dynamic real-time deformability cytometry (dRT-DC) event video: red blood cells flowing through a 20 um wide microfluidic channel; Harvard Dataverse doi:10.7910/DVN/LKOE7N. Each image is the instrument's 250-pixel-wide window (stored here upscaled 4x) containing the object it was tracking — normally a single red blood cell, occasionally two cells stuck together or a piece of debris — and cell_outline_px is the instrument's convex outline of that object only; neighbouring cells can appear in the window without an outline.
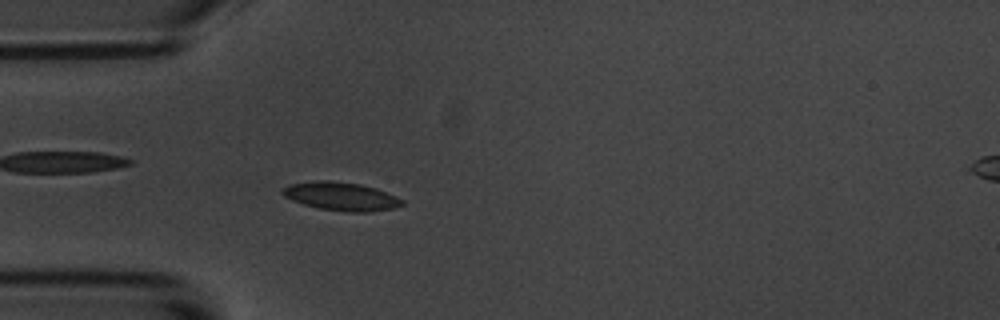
{"species": "common noctule bat (a hibernating species)", "species_latin": "Nyctalus noctula", "temperature_condition": "room temperature", "stored_images_in_passage": 55, "camera_frame_rate_fps": 3000, "um_per_image_px": 0.085, "animal": {"sex": "male", "body_mass_g": 20.1, "forearm_length_mm": 53.5}, "frame": {"image": 1, "passage_image": 15, "time_ms": 4.667, "image_size_px": [1000, 320], "cell_outline_px": [[404, 204], [396, 208], [372, 212], [348, 212], [320, 208], [304, 204], [292, 200], [284, 196], [280, 192], [280, 188], [288, 184], [316, 180], [328, 180], [360, 184], [376, 188], [396, 196], [404, 200]], "centroid_in_image_um": [28.99, 16.68], "position_along_channel_um": 56.0, "area_um2": 20.0}}
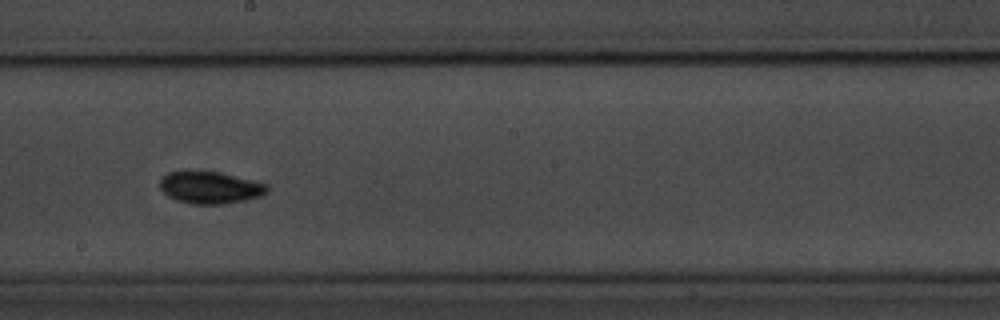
{"frame": {"image": 2, "passage_image": 30, "time_ms": 9.667, "image_size_px": [1000, 320], "cell_outline_px": [[268, 192], [264, 196], [248, 200], [224, 204], [188, 204], [176, 200], [168, 196], [160, 188], [160, 180], [168, 172], [216, 172], [268, 184]], "centroid_in_image_um": [17.9, 15.98], "position_along_channel_um": 230.3, "area_um2": 19.94}}
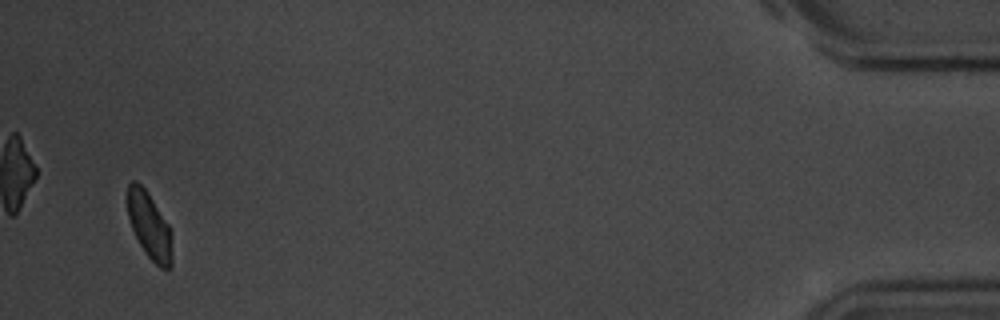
{"frame": {"image": 3, "passage_image": 53, "time_ms": 17.333, "image_size_px": [1000, 320], "cell_outline_px": [[172, 268], [160, 268], [144, 252], [132, 228], [128, 216], [128, 184], [132, 180], [136, 180], [144, 188], [168, 224], [172, 232]], "centroid_in_image_um": [12.72, 19.22], "position_along_channel_um": 422.5, "area_um2": 17.11}, "authors_computed_cell_mechanics": {"area_um2": 18.7272, "velocity_mm_per_s": 3.5778, "shape_relaxation_time_tau1_ms": 2.3968, "shape_relaxation_time_tau2_ms": 7.2527, "deformation_change_tau1": 0.0693, "deformation_change_tau2": 0.1044}}